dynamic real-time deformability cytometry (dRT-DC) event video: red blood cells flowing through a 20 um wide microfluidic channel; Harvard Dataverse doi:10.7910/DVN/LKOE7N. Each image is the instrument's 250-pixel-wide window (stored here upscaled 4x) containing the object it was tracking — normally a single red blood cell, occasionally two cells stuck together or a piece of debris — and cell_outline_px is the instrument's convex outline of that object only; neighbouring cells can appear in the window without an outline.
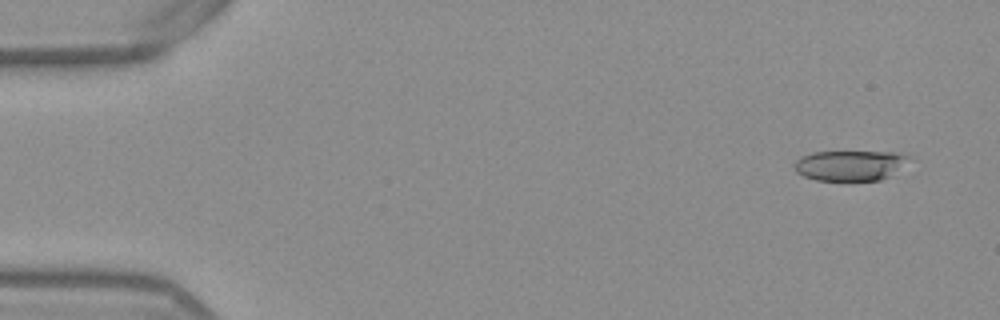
{"species": "Egyptian fruit bat (a non-hibernating species)", "species_latin": "Rousettus aegyptiacus", "temperature_condition": "warm", "stored_images_in_passage": 50, "camera_frame_rate_fps": 3000, "um_per_image_px": 0.085, "frame": {"image": 1, "passage_image": 1, "time_ms": 0.0, "image_size_px": [1000, 320], "cell_outline_px": [[908, 156], [888, 176], [880, 180], [816, 180], [804, 176], [796, 172], [796, 160], [800, 156], [812, 152], [892, 152]], "centroid_in_image_um": [72.11, 14.06], "position_along_channel_um": 12.9, "area_um2": 19.42}}
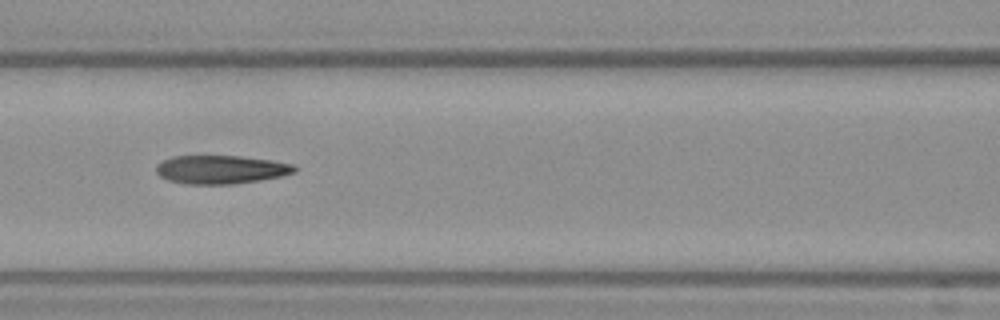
{"frame": {"image": 2, "passage_image": 21, "time_ms": 6.667, "image_size_px": [1000, 320], "cell_outline_px": [[300, 168], [296, 172], [280, 176], [260, 180], [232, 184], [184, 184], [168, 180], [160, 176], [156, 172], [156, 164], [172, 156], [240, 156], [272, 160], [292, 164]], "centroid_in_image_um": [18.78, 14.41], "position_along_channel_um": 147.8, "area_um2": 23.06}}
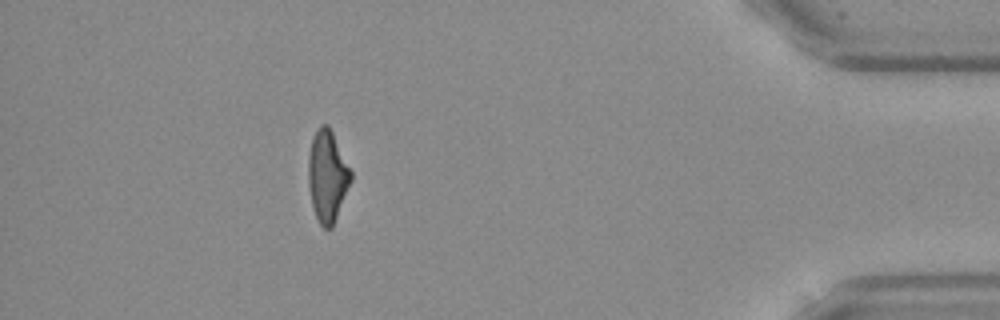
{"frame": {"image": 3, "passage_image": 45, "time_ms": 14.667, "image_size_px": [1000, 320], "cell_outline_px": [[352, 180], [332, 228], [324, 228], [320, 224], [312, 208], [308, 184], [308, 156], [312, 136], [316, 128], [320, 124], [328, 124], [352, 172]], "centroid_in_image_um": [27.81, 14.95], "position_along_channel_um": 407.4, "area_um2": 22.83}, "authors_computed_cell_mechanics": {"area_um2": 23.0333, "velocity_mm_per_s": 3.8893, "shape_relaxation_time_tau1_ms": null, "shape_relaxation_time_tau2_ms": 3.3017, "deformation_change_tau1": null, "deformation_change_tau2": 0.1286}}